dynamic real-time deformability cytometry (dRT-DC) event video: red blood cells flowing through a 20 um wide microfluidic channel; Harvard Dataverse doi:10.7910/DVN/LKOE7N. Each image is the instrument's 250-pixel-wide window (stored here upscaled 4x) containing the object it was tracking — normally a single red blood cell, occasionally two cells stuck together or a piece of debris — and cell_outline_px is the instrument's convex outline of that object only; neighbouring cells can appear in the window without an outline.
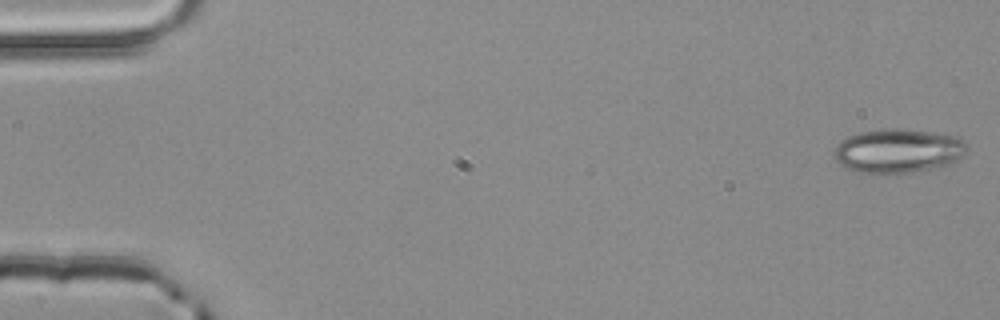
{"species": "common noctule bat (a hibernating species)", "species_latin": "Nyctalus noctula", "temperature_condition": "room temperature", "stored_images_in_passage": 5, "segment_of_instrument_passage": [2, 2], "camera_frame_rate_fps": 3000, "um_per_image_px": 0.085, "animal": {"sex": "male", "body_mass_g": 20.4}, "frame": {"image": 1, "passage_image": 5, "time_ms": 1.333, "image_size_px": [1000, 320], "cell_outline_px": [[968, 148], [964, 156], [948, 164], [912, 172], [884, 176], [860, 172], [844, 168], [832, 156], [832, 152], [836, 144], [840, 140], [848, 136], [860, 132], [884, 128], [904, 128], [956, 136], [968, 144]], "centroid_in_image_um": [76.28, 12.83], "position_along_channel_um": 8.7, "area_um2": 34.91}}